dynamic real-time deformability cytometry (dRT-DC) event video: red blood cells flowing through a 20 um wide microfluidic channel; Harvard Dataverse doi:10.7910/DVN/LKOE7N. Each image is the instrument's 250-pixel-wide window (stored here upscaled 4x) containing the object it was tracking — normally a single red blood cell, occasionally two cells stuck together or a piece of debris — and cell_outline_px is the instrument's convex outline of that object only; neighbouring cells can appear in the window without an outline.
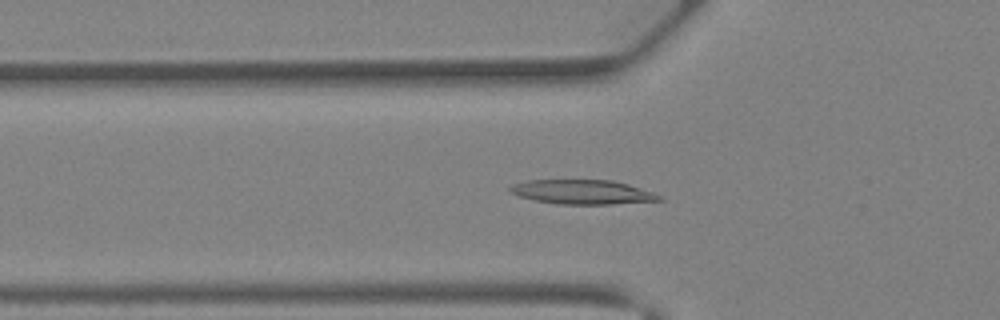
{"species": "Egyptian fruit bat (a non-hibernating species)", "species_latin": "Rousettus aegyptiacus", "temperature_condition": "warm", "stored_images_in_passage": 41, "camera_frame_rate_fps": 3000, "um_per_image_px": 0.085, "animal": {"sex": "female"}, "frame": {"image": 1, "passage_image": 15, "time_ms": 4.667, "image_size_px": [1000, 320], "cell_outline_px": [[664, 200], [612, 204], [556, 204], [536, 200], [520, 196], [508, 192], [508, 188], [516, 184], [528, 180], [612, 180], [628, 184], [664, 196]], "centroid_in_image_um": [49.54, 16.32], "position_along_channel_um": 76.3, "area_um2": 21.1}}
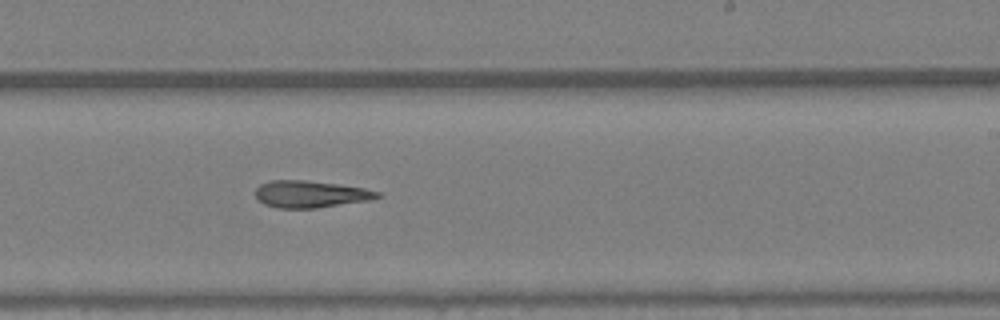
{"frame": {"image": 2, "passage_image": 26, "time_ms": 8.333, "image_size_px": [1000, 320], "cell_outline_px": [[380, 196], [368, 200], [316, 208], [276, 208], [264, 204], [256, 200], [256, 188], [260, 184], [268, 180], [304, 180], [336, 184], [364, 188], [380, 192]], "centroid_in_image_um": [26.32, 16.5], "position_along_channel_um": 262.7, "area_um2": 19.07}}
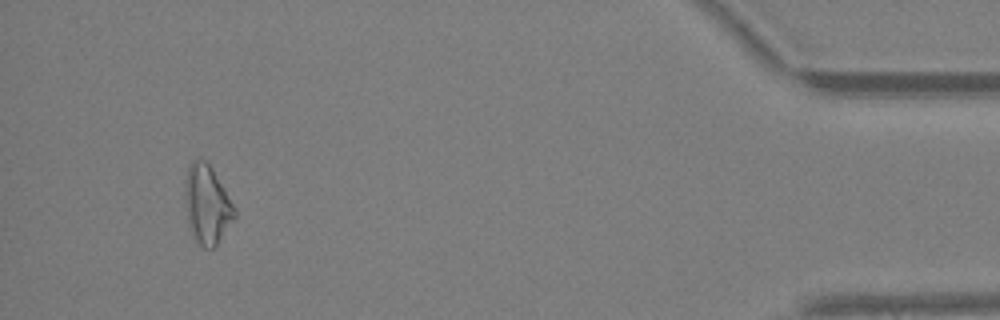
{"frame": {"image": 3, "passage_image": 39, "time_ms": 12.667, "image_size_px": [1000, 320], "cell_outline_px": [[236, 216], [216, 244], [212, 248], [204, 248], [192, 240], [188, 228], [184, 196], [184, 180], [188, 164], [192, 160], [204, 160], [212, 168], [224, 188], [236, 212]], "centroid_in_image_um": [17.53, 17.4], "position_along_channel_um": 417.7, "area_um2": 22.95}}